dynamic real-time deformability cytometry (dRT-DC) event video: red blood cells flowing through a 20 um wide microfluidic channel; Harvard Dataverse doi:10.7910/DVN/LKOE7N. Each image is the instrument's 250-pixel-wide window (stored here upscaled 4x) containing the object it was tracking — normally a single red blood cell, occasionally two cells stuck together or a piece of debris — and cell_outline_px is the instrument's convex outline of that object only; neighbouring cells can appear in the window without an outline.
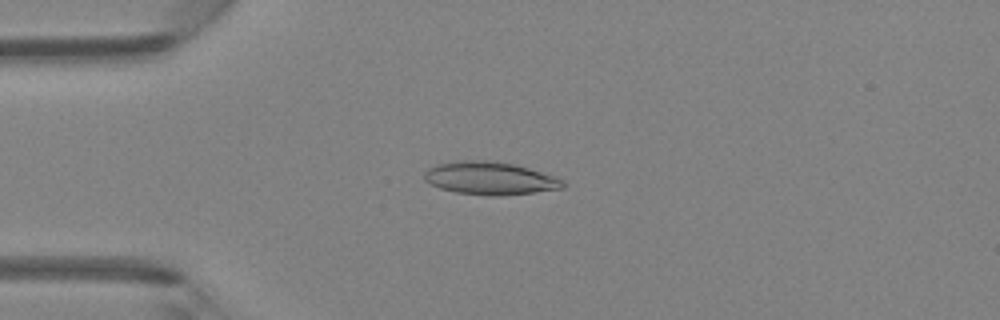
{"species": "Egyptian fruit bat (a non-hibernating species)", "species_latin": "Rousettus aegyptiacus", "temperature_condition": "room temperature", "stored_images_in_passage": 46, "camera_frame_rate_fps": 3000, "um_per_image_px": 0.085, "animal": {"sex": "female"}, "frame": {"image": 1, "passage_image": 11, "time_ms": 3.333, "image_size_px": [1000, 320], "cell_outline_px": [[564, 188], [536, 192], [496, 196], [488, 196], [456, 192], [440, 188], [428, 184], [424, 180], [424, 172], [428, 168], [436, 164], [456, 160], [492, 160], [512, 164], [528, 168], [556, 176], [564, 180]], "centroid_in_image_um": [41.62, 15.15], "position_along_channel_um": 43.4, "area_um2": 26.82}}
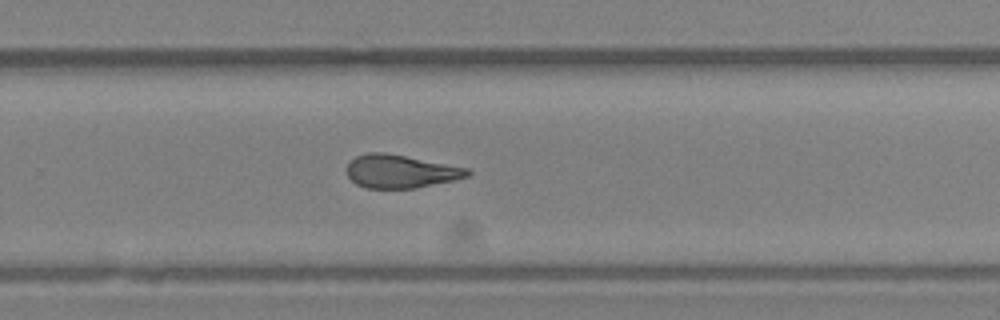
{"frame": {"image": 2, "passage_image": 30, "time_ms": 9.667, "image_size_px": [1000, 320], "cell_outline_px": [[472, 172], [468, 176], [452, 180], [416, 188], [364, 188], [356, 184], [348, 176], [348, 164], [356, 156], [368, 152], [384, 152], [468, 168]], "centroid_in_image_um": [34.03, 14.57], "position_along_channel_um": 295.8, "area_um2": 23.06}}
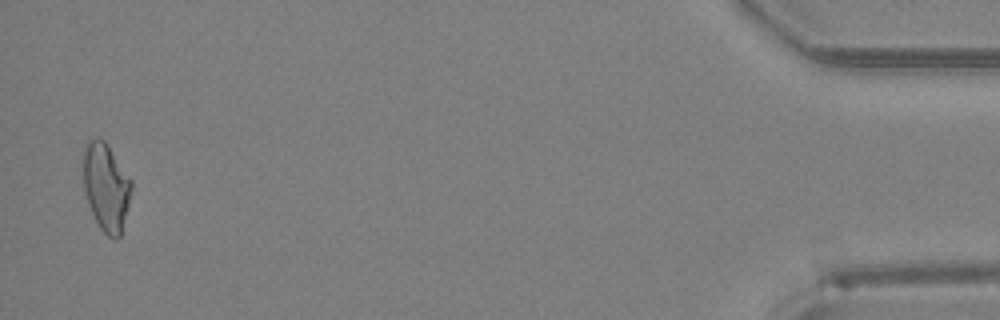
{"frame": {"image": 3, "passage_image": 45, "time_ms": 14.667, "image_size_px": [1000, 320], "cell_outline_px": [[132, 188], [120, 236], [116, 240], [108, 236], [100, 228], [88, 204], [84, 188], [84, 144], [88, 140], [96, 136], [104, 140], [108, 144], [132, 180]], "centroid_in_image_um": [9.02, 15.85], "position_along_channel_um": 426.2, "area_um2": 24.57}, "authors_computed_cell_mechanics": {"area_um2": 24.3916, "velocity_mm_per_s": 4.3392, "shape_relaxation_time_tau1_ms": 5.5426, "shape_relaxation_time_tau2_ms": 2.2723, "deformation_change_tau1": 0.1685, "deformation_change_tau2": 0.1158}}